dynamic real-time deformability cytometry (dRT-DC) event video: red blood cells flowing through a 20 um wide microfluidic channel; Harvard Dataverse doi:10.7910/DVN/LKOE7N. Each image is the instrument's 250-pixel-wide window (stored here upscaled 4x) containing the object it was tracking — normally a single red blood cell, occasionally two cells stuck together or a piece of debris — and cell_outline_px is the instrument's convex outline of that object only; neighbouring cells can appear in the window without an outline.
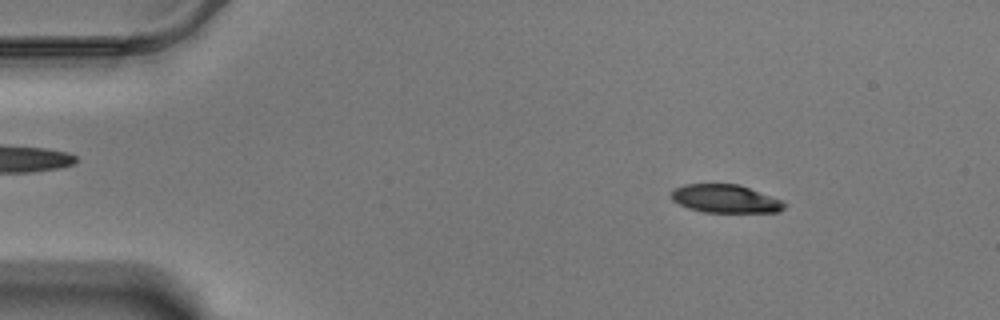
{"species": "Egyptian fruit bat (a non-hibernating species)", "species_latin": "Rousettus aegyptiacus", "temperature_condition": "warm", "stored_images_in_passage": 58, "camera_frame_rate_fps": 3000, "um_per_image_px": 0.085, "animal": {"sex": "male"}, "frame": {"image": 1, "passage_image": 8, "time_ms": 2.333, "image_size_px": [1000, 320], "cell_outline_px": [[788, 204], [780, 212], [704, 212], [688, 208], [672, 200], [672, 192], [676, 188], [684, 184], [736, 184], [748, 188], [780, 200]], "centroid_in_image_um": [61.65, 16.9], "position_along_channel_um": 23.3, "area_um2": 18.26}}
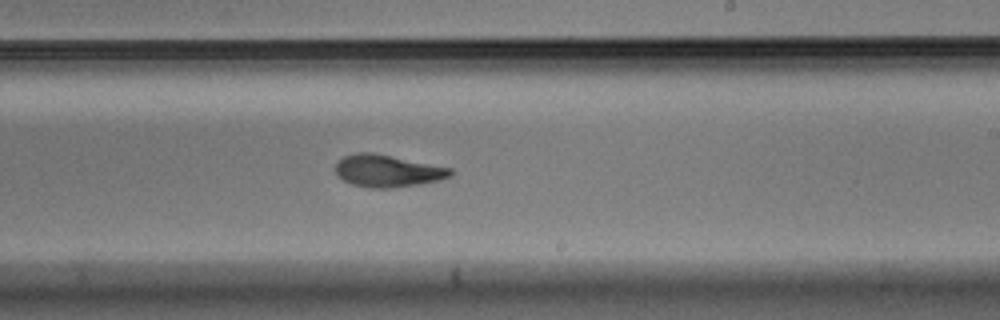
{"frame": {"image": 2, "passage_image": 35, "time_ms": 11.333, "image_size_px": [1000, 320], "cell_outline_px": [[452, 176], [440, 180], [420, 184], [392, 188], [368, 188], [352, 184], [344, 180], [336, 172], [336, 164], [344, 156], [356, 152], [372, 152], [452, 168]], "centroid_in_image_um": [32.96, 14.53], "position_along_channel_um": 256.0, "area_um2": 21.5}}
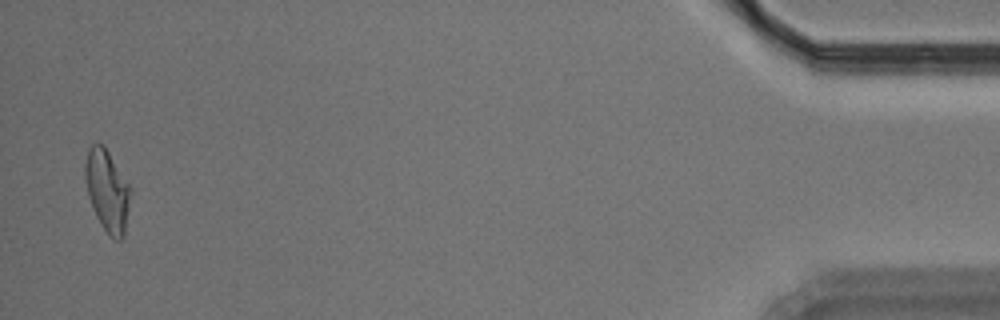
{"frame": {"image": 3, "passage_image": 57, "time_ms": 18.667, "image_size_px": [1000, 320], "cell_outline_px": [[132, 192], [124, 236], [120, 240], [116, 240], [108, 236], [96, 216], [88, 196], [84, 180], [84, 164], [88, 148], [92, 144], [104, 144], [132, 188]], "centroid_in_image_um": [9.12, 16.2], "position_along_channel_um": 426.1, "area_um2": 22.08}, "authors_computed_cell_mechanics": {"area_um2": 21.0681, "velocity_mm_per_s": 3.4767, "shape_relaxation_time_tau1_ms": 2.8614, "shape_relaxation_time_tau2_ms": 2.8714, "deformation_change_tau1": 0.1494, "deformation_change_tau2": 0.1036}}